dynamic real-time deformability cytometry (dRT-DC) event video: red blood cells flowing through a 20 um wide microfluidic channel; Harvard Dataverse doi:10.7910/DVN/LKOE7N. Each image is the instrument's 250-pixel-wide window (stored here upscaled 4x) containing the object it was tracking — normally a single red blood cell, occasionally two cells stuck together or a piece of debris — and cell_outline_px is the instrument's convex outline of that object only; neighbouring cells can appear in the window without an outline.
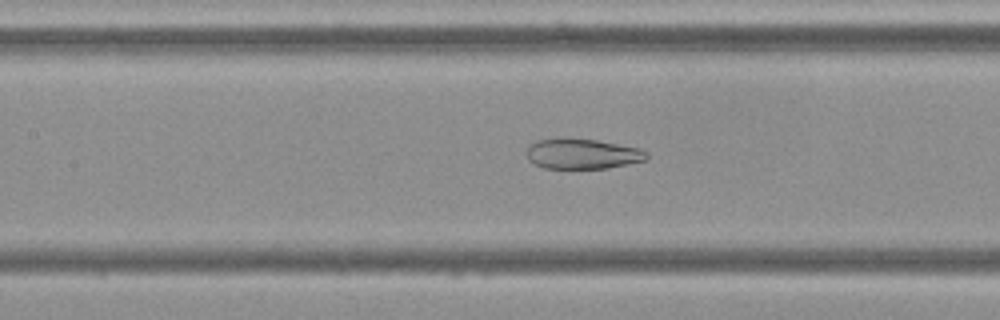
{"species": "Egyptian fruit bat (a non-hibernating species)", "species_latin": "Rousettus aegyptiacus", "temperature_condition": "cold", "stored_images_in_passage": 40, "camera_frame_rate_fps": 3000, "um_per_image_px": 0.085, "frame": {"image": 1, "passage_image": 10, "time_ms": 3.0, "image_size_px": [1000, 320], "cell_outline_px": [[648, 160], [608, 168], [544, 168], [528, 160], [528, 144], [536, 140], [596, 140], [640, 148], [648, 152]], "centroid_in_image_um": [49.56, 13.1], "position_along_channel_um": 157.8, "area_um2": 20.69}}
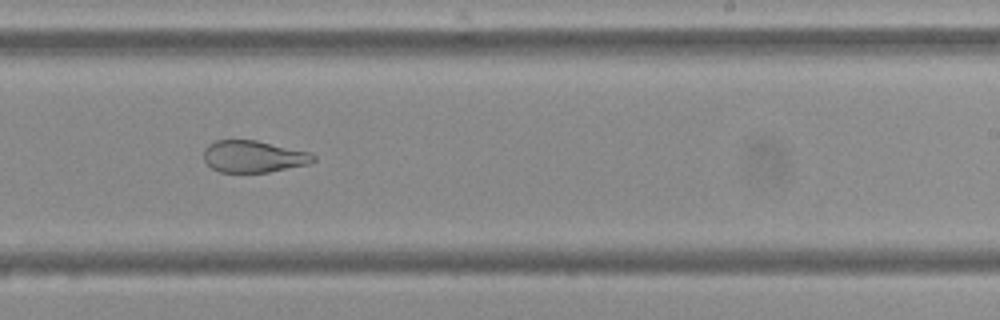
{"frame": {"image": 2, "passage_image": 19, "time_ms": 6.0, "image_size_px": [1000, 320], "cell_outline_px": [[316, 160], [308, 164], [268, 172], [220, 172], [212, 168], [204, 160], [204, 148], [208, 144], [216, 140], [256, 140], [312, 152], [316, 156]], "centroid_in_image_um": [21.57, 13.29], "position_along_channel_um": 267.4, "area_um2": 20.46}}
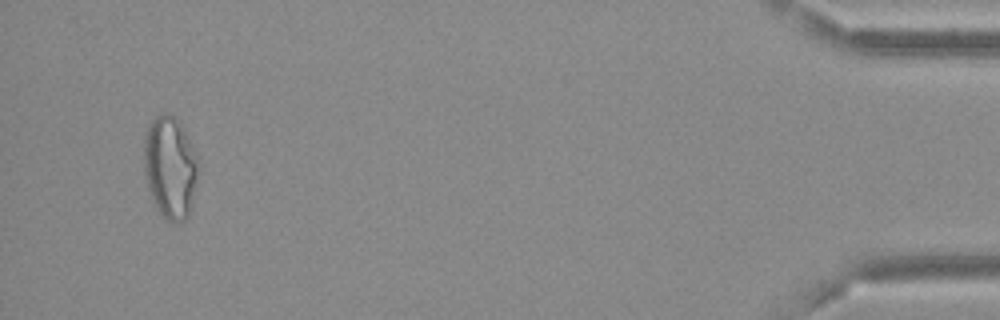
{"frame": {"image": 3, "passage_image": 38, "time_ms": 12.333, "image_size_px": [1000, 320], "cell_outline_px": [[200, 168], [188, 216], [180, 224], [172, 224], [156, 208], [148, 188], [144, 172], [144, 136], [148, 124], [156, 116], [164, 112], [168, 112], [180, 124], [188, 136], [200, 160]], "centroid_in_image_um": [14.48, 14.22], "position_along_channel_um": 420.7, "area_um2": 32.83}, "authors_computed_cell_mechanics": {"area_um2": 24.4205, "velocity_mm_per_s": 3.6648, "shape_relaxation_time_tau1_ms": null, "shape_relaxation_time_tau2_ms": 1.9818, "deformation_change_tau1": null, "deformation_change_tau2": 0.1007}}